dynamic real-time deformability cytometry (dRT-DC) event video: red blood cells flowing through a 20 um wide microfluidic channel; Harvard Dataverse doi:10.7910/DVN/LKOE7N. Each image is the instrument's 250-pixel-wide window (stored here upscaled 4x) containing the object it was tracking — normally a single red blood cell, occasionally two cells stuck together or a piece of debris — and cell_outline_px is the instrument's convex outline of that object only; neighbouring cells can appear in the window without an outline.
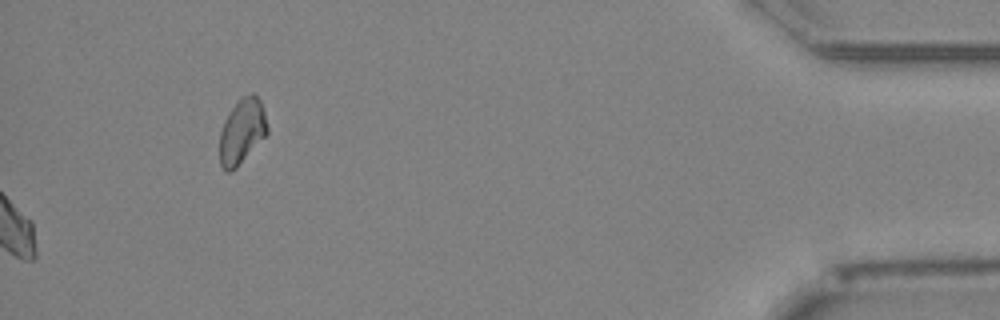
{"species": "Egyptian fruit bat (a non-hibernating species)", "species_latin": "Rousettus aegyptiacus", "temperature_condition": "cold", "stored_images_in_passage": 52, "camera_frame_rate_fps": 3000, "um_per_image_px": 0.085, "animal": {"sex": "female"}, "frame": {"image": 1, "passage_image": 52, "time_ms": 17.0, "image_size_px": [1000, 320], "cell_outline_px": [[268, 132], [236, 168], [232, 172], [228, 172], [220, 164], [220, 132], [224, 120], [240, 96], [252, 92], [260, 100], [264, 112], [268, 128]], "centroid_in_image_um": [20.56, 11.14], "position_along_channel_um": 414.6, "area_um2": 17.92}, "authors_computed_cell_mechanics": {"area_um2": 21.1837, "velocity_mm_per_s": 3.9257, "shape_relaxation_time_tau1_ms": 4.4435, "shape_relaxation_time_tau2_ms": 6.0545, "deformation_change_tau1": 0.0862, "deformation_change_tau2": 0.0808}}